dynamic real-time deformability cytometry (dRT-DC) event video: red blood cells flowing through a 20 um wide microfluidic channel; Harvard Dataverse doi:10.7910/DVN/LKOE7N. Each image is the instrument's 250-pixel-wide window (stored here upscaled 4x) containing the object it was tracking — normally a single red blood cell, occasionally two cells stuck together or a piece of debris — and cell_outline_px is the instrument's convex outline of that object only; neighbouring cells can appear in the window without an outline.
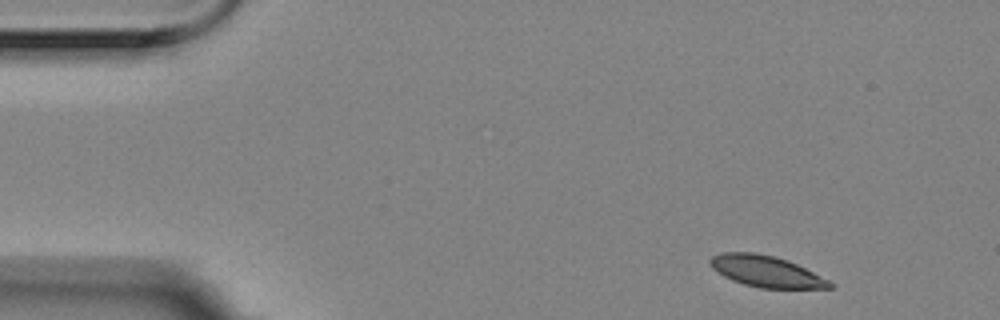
{"species": "Egyptian fruit bat (a non-hibernating species)", "species_latin": "Rousettus aegyptiacus", "temperature_condition": "room temperature", "stored_images_in_passage": 4, "camera_frame_rate_fps": 3000, "um_per_image_px": 0.085, "animal": {"sex": "female"}, "frame": {"image": 1, "passage_image": 1, "time_ms": 0.0, "image_size_px": [1000, 320], "cell_outline_px": [[836, 288], [760, 288], [744, 284], [732, 280], [724, 276], [712, 268], [708, 264], [708, 260], [712, 256], [720, 252], [756, 252], [788, 260], [836, 284]], "centroid_in_image_um": [65.1, 23.06], "position_along_channel_um": 19.9, "area_um2": 21.79}}
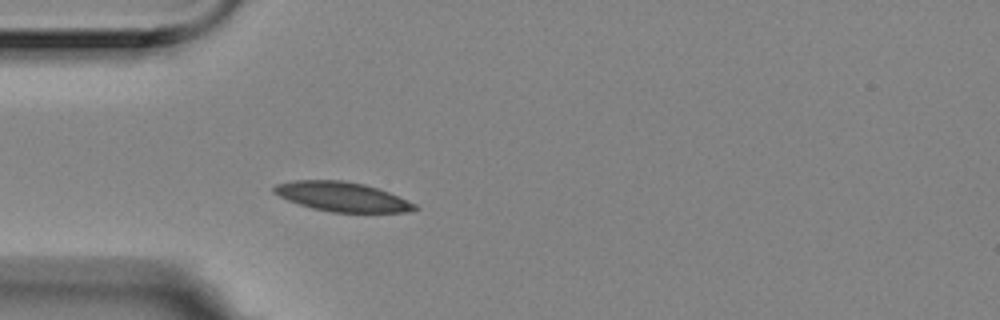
{"frame": {"image": 2, "passage_image": 4, "time_ms": 1.0, "image_size_px": [1000, 320], "cell_outline_px": [[420, 208], [404, 212], [332, 212], [312, 208], [288, 200], [272, 192], [272, 188], [276, 184], [292, 180], [344, 180], [364, 184], [388, 192], [416, 204]], "centroid_in_image_um": [29.05, 16.71], "position_along_channel_um": 56.0, "area_um2": 23.99}}